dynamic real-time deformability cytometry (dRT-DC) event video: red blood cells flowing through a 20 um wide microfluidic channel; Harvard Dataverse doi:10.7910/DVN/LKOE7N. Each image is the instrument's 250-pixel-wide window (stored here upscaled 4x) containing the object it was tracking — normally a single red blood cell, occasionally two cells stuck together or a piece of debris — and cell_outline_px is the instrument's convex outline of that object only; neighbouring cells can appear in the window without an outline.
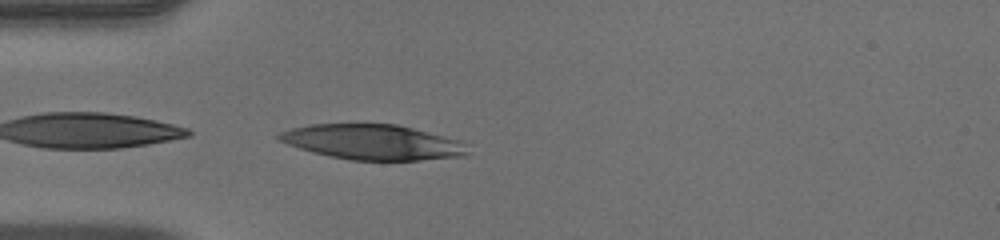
{"species": "human", "species_latin": "Homo sapiens", "temperature_condition": "warm", "stored_images_in_passage": 11, "camera_frame_rate_fps": 3000, "um_per_image_px": 0.085, "donor": {"sex": "male"}, "frame": {"image": 1, "passage_image": 11, "time_ms": 3.333, "image_size_px": [1000, 240], "cell_outline_px": [[468, 152], [464, 156], [420, 160], [352, 160], [312, 152], [288, 144], [280, 140], [276, 136], [280, 132], [292, 128], [312, 124], [396, 124], [460, 140]], "centroid_in_image_um": [31.67, 12.08], "position_along_channel_um": 53.3, "area_um2": 38.15}}